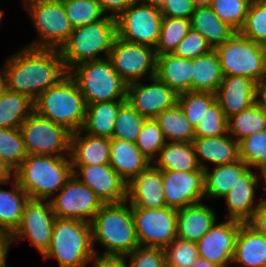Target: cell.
Masks as SVG:
<instances>
[{"instance_id": "6da1fadb", "label": "cell", "mask_w": 266, "mask_h": 267, "mask_svg": "<svg viewBox=\"0 0 266 267\" xmlns=\"http://www.w3.org/2000/svg\"><path fill=\"white\" fill-rule=\"evenodd\" d=\"M3 66L7 90L24 94L32 101L69 74L59 49L25 46L7 58Z\"/></svg>"}, {"instance_id": "7a4b0ae2", "label": "cell", "mask_w": 266, "mask_h": 267, "mask_svg": "<svg viewBox=\"0 0 266 267\" xmlns=\"http://www.w3.org/2000/svg\"><path fill=\"white\" fill-rule=\"evenodd\" d=\"M127 201L104 204L91 221L92 244L95 242L106 248L102 257H125L139 245L132 216V207Z\"/></svg>"}, {"instance_id": "3957f363", "label": "cell", "mask_w": 266, "mask_h": 267, "mask_svg": "<svg viewBox=\"0 0 266 267\" xmlns=\"http://www.w3.org/2000/svg\"><path fill=\"white\" fill-rule=\"evenodd\" d=\"M29 199L47 200L73 175L70 156L27 154L13 173Z\"/></svg>"}, {"instance_id": "277c9868", "label": "cell", "mask_w": 266, "mask_h": 267, "mask_svg": "<svg viewBox=\"0 0 266 267\" xmlns=\"http://www.w3.org/2000/svg\"><path fill=\"white\" fill-rule=\"evenodd\" d=\"M117 36L116 19L106 15L102 20L76 27L59 49L67 71L77 65L109 58ZM104 52V56H98Z\"/></svg>"}, {"instance_id": "5b68a950", "label": "cell", "mask_w": 266, "mask_h": 267, "mask_svg": "<svg viewBox=\"0 0 266 267\" xmlns=\"http://www.w3.org/2000/svg\"><path fill=\"white\" fill-rule=\"evenodd\" d=\"M33 105L37 114L66 127L72 133L82 129L87 105L77 83L69 74L42 92Z\"/></svg>"}, {"instance_id": "8992f818", "label": "cell", "mask_w": 266, "mask_h": 267, "mask_svg": "<svg viewBox=\"0 0 266 267\" xmlns=\"http://www.w3.org/2000/svg\"><path fill=\"white\" fill-rule=\"evenodd\" d=\"M95 256L91 223L55 218L50 246L43 258H56L59 267H85Z\"/></svg>"}, {"instance_id": "52a82bcc", "label": "cell", "mask_w": 266, "mask_h": 267, "mask_svg": "<svg viewBox=\"0 0 266 267\" xmlns=\"http://www.w3.org/2000/svg\"><path fill=\"white\" fill-rule=\"evenodd\" d=\"M69 75L77 83L86 105L126 101L127 84L114 70L109 58L81 63L71 69Z\"/></svg>"}, {"instance_id": "ba28073f", "label": "cell", "mask_w": 266, "mask_h": 267, "mask_svg": "<svg viewBox=\"0 0 266 267\" xmlns=\"http://www.w3.org/2000/svg\"><path fill=\"white\" fill-rule=\"evenodd\" d=\"M219 57L223 76H245L259 85L266 82L265 46L236 32L214 49Z\"/></svg>"}, {"instance_id": "9c48e42d", "label": "cell", "mask_w": 266, "mask_h": 267, "mask_svg": "<svg viewBox=\"0 0 266 267\" xmlns=\"http://www.w3.org/2000/svg\"><path fill=\"white\" fill-rule=\"evenodd\" d=\"M24 7L33 20L39 39L26 47L60 49L74 29L62 1L24 0Z\"/></svg>"}, {"instance_id": "30bf717a", "label": "cell", "mask_w": 266, "mask_h": 267, "mask_svg": "<svg viewBox=\"0 0 266 267\" xmlns=\"http://www.w3.org/2000/svg\"><path fill=\"white\" fill-rule=\"evenodd\" d=\"M20 131L27 154L70 156L72 132L35 111L21 124Z\"/></svg>"}, {"instance_id": "8fae6325", "label": "cell", "mask_w": 266, "mask_h": 267, "mask_svg": "<svg viewBox=\"0 0 266 267\" xmlns=\"http://www.w3.org/2000/svg\"><path fill=\"white\" fill-rule=\"evenodd\" d=\"M162 19L158 4L139 0L116 18L117 37L155 49Z\"/></svg>"}, {"instance_id": "7c38bea8", "label": "cell", "mask_w": 266, "mask_h": 267, "mask_svg": "<svg viewBox=\"0 0 266 267\" xmlns=\"http://www.w3.org/2000/svg\"><path fill=\"white\" fill-rule=\"evenodd\" d=\"M140 246L165 248L177 237V209L132 207Z\"/></svg>"}, {"instance_id": "4fadbf2b", "label": "cell", "mask_w": 266, "mask_h": 267, "mask_svg": "<svg viewBox=\"0 0 266 267\" xmlns=\"http://www.w3.org/2000/svg\"><path fill=\"white\" fill-rule=\"evenodd\" d=\"M156 52L152 47L125 41L116 36L109 59L114 70L128 85L156 73Z\"/></svg>"}, {"instance_id": "5bb4252c", "label": "cell", "mask_w": 266, "mask_h": 267, "mask_svg": "<svg viewBox=\"0 0 266 267\" xmlns=\"http://www.w3.org/2000/svg\"><path fill=\"white\" fill-rule=\"evenodd\" d=\"M49 201L57 218L75 219L91 223L104 205L97 195L72 175L64 187Z\"/></svg>"}, {"instance_id": "9a60e30c", "label": "cell", "mask_w": 266, "mask_h": 267, "mask_svg": "<svg viewBox=\"0 0 266 267\" xmlns=\"http://www.w3.org/2000/svg\"><path fill=\"white\" fill-rule=\"evenodd\" d=\"M56 216L50 201L29 199L23 209L21 223L12 236V243L29 238L43 255L50 246Z\"/></svg>"}, {"instance_id": "2e32d148", "label": "cell", "mask_w": 266, "mask_h": 267, "mask_svg": "<svg viewBox=\"0 0 266 267\" xmlns=\"http://www.w3.org/2000/svg\"><path fill=\"white\" fill-rule=\"evenodd\" d=\"M73 175L89 187L103 204L127 201V183L109 164L72 165Z\"/></svg>"}, {"instance_id": "e0dca14e", "label": "cell", "mask_w": 266, "mask_h": 267, "mask_svg": "<svg viewBox=\"0 0 266 267\" xmlns=\"http://www.w3.org/2000/svg\"><path fill=\"white\" fill-rule=\"evenodd\" d=\"M150 85L134 82L127 85L126 100L146 119L155 118L178 103V94L156 76Z\"/></svg>"}, {"instance_id": "ac0fdd59", "label": "cell", "mask_w": 266, "mask_h": 267, "mask_svg": "<svg viewBox=\"0 0 266 267\" xmlns=\"http://www.w3.org/2000/svg\"><path fill=\"white\" fill-rule=\"evenodd\" d=\"M162 180L167 207L181 209L200 203L205 197L204 169L192 172L162 170Z\"/></svg>"}, {"instance_id": "d6986e66", "label": "cell", "mask_w": 266, "mask_h": 267, "mask_svg": "<svg viewBox=\"0 0 266 267\" xmlns=\"http://www.w3.org/2000/svg\"><path fill=\"white\" fill-rule=\"evenodd\" d=\"M242 223L227 219L214 224L209 231L196 242L199 257L220 267H232L235 242Z\"/></svg>"}, {"instance_id": "ffe728a7", "label": "cell", "mask_w": 266, "mask_h": 267, "mask_svg": "<svg viewBox=\"0 0 266 267\" xmlns=\"http://www.w3.org/2000/svg\"><path fill=\"white\" fill-rule=\"evenodd\" d=\"M259 84L245 76H223L216 91V101L226 118L240 113L258 101Z\"/></svg>"}, {"instance_id": "44dd1931", "label": "cell", "mask_w": 266, "mask_h": 267, "mask_svg": "<svg viewBox=\"0 0 266 267\" xmlns=\"http://www.w3.org/2000/svg\"><path fill=\"white\" fill-rule=\"evenodd\" d=\"M163 190L162 170L150 165L127 184V202L131 207H166Z\"/></svg>"}, {"instance_id": "7402d4cb", "label": "cell", "mask_w": 266, "mask_h": 267, "mask_svg": "<svg viewBox=\"0 0 266 267\" xmlns=\"http://www.w3.org/2000/svg\"><path fill=\"white\" fill-rule=\"evenodd\" d=\"M251 169L242 175L231 190L223 196L229 211L228 219L248 223L259 205V202L254 203V198L255 187H258L260 176L254 174Z\"/></svg>"}, {"instance_id": "603a6c76", "label": "cell", "mask_w": 266, "mask_h": 267, "mask_svg": "<svg viewBox=\"0 0 266 267\" xmlns=\"http://www.w3.org/2000/svg\"><path fill=\"white\" fill-rule=\"evenodd\" d=\"M192 143L201 169H208L202 160L211 162L216 166L231 164L240 160L239 143L229 134L218 137H195Z\"/></svg>"}, {"instance_id": "cb8c5ba5", "label": "cell", "mask_w": 266, "mask_h": 267, "mask_svg": "<svg viewBox=\"0 0 266 267\" xmlns=\"http://www.w3.org/2000/svg\"><path fill=\"white\" fill-rule=\"evenodd\" d=\"M71 134L70 159L72 165L109 164L111 139L84 134Z\"/></svg>"}, {"instance_id": "d4e9b609", "label": "cell", "mask_w": 266, "mask_h": 267, "mask_svg": "<svg viewBox=\"0 0 266 267\" xmlns=\"http://www.w3.org/2000/svg\"><path fill=\"white\" fill-rule=\"evenodd\" d=\"M216 213L202 202L177 209V237L197 242L216 223Z\"/></svg>"}, {"instance_id": "484cf974", "label": "cell", "mask_w": 266, "mask_h": 267, "mask_svg": "<svg viewBox=\"0 0 266 267\" xmlns=\"http://www.w3.org/2000/svg\"><path fill=\"white\" fill-rule=\"evenodd\" d=\"M109 165L128 184L152 164L140 152L136 143L111 139Z\"/></svg>"}, {"instance_id": "4316f807", "label": "cell", "mask_w": 266, "mask_h": 267, "mask_svg": "<svg viewBox=\"0 0 266 267\" xmlns=\"http://www.w3.org/2000/svg\"><path fill=\"white\" fill-rule=\"evenodd\" d=\"M155 76L177 94L192 91V59L172 53L157 55Z\"/></svg>"}, {"instance_id": "83f0119b", "label": "cell", "mask_w": 266, "mask_h": 267, "mask_svg": "<svg viewBox=\"0 0 266 267\" xmlns=\"http://www.w3.org/2000/svg\"><path fill=\"white\" fill-rule=\"evenodd\" d=\"M232 263H239V267H266V239L248 223L240 225Z\"/></svg>"}, {"instance_id": "f1b7e54d", "label": "cell", "mask_w": 266, "mask_h": 267, "mask_svg": "<svg viewBox=\"0 0 266 267\" xmlns=\"http://www.w3.org/2000/svg\"><path fill=\"white\" fill-rule=\"evenodd\" d=\"M125 101L88 104L81 131L88 135L112 139L116 117Z\"/></svg>"}, {"instance_id": "f546056e", "label": "cell", "mask_w": 266, "mask_h": 267, "mask_svg": "<svg viewBox=\"0 0 266 267\" xmlns=\"http://www.w3.org/2000/svg\"><path fill=\"white\" fill-rule=\"evenodd\" d=\"M153 163L160 170L192 172L200 169L192 142H166Z\"/></svg>"}, {"instance_id": "4dcf8cb0", "label": "cell", "mask_w": 266, "mask_h": 267, "mask_svg": "<svg viewBox=\"0 0 266 267\" xmlns=\"http://www.w3.org/2000/svg\"><path fill=\"white\" fill-rule=\"evenodd\" d=\"M190 23L191 28L199 31L212 49L222 45L236 33L214 13L210 6L195 7Z\"/></svg>"}, {"instance_id": "1f68e13d", "label": "cell", "mask_w": 266, "mask_h": 267, "mask_svg": "<svg viewBox=\"0 0 266 267\" xmlns=\"http://www.w3.org/2000/svg\"><path fill=\"white\" fill-rule=\"evenodd\" d=\"M250 167L241 159L221 166H215L212 171L204 170L205 198H219L227 194L238 179L244 175Z\"/></svg>"}, {"instance_id": "d6a6232c", "label": "cell", "mask_w": 266, "mask_h": 267, "mask_svg": "<svg viewBox=\"0 0 266 267\" xmlns=\"http://www.w3.org/2000/svg\"><path fill=\"white\" fill-rule=\"evenodd\" d=\"M222 80L220 60L214 49L192 59V91L216 93Z\"/></svg>"}, {"instance_id": "836d02e7", "label": "cell", "mask_w": 266, "mask_h": 267, "mask_svg": "<svg viewBox=\"0 0 266 267\" xmlns=\"http://www.w3.org/2000/svg\"><path fill=\"white\" fill-rule=\"evenodd\" d=\"M13 190L0 188V229L11 235L21 223L25 203L29 200L28 194L13 178Z\"/></svg>"}, {"instance_id": "e575fe53", "label": "cell", "mask_w": 266, "mask_h": 267, "mask_svg": "<svg viewBox=\"0 0 266 267\" xmlns=\"http://www.w3.org/2000/svg\"><path fill=\"white\" fill-rule=\"evenodd\" d=\"M33 111L28 96L6 90L0 95V128H20Z\"/></svg>"}, {"instance_id": "d590c367", "label": "cell", "mask_w": 266, "mask_h": 267, "mask_svg": "<svg viewBox=\"0 0 266 267\" xmlns=\"http://www.w3.org/2000/svg\"><path fill=\"white\" fill-rule=\"evenodd\" d=\"M154 119L158 122L166 141L193 142L195 129L178 103L174 107L164 110Z\"/></svg>"}, {"instance_id": "8d00e7d4", "label": "cell", "mask_w": 266, "mask_h": 267, "mask_svg": "<svg viewBox=\"0 0 266 267\" xmlns=\"http://www.w3.org/2000/svg\"><path fill=\"white\" fill-rule=\"evenodd\" d=\"M266 130V114L257 101L228 118V134L238 143L249 135Z\"/></svg>"}, {"instance_id": "74e56055", "label": "cell", "mask_w": 266, "mask_h": 267, "mask_svg": "<svg viewBox=\"0 0 266 267\" xmlns=\"http://www.w3.org/2000/svg\"><path fill=\"white\" fill-rule=\"evenodd\" d=\"M191 29L190 19L163 16L156 55L172 53Z\"/></svg>"}, {"instance_id": "f35d334b", "label": "cell", "mask_w": 266, "mask_h": 267, "mask_svg": "<svg viewBox=\"0 0 266 267\" xmlns=\"http://www.w3.org/2000/svg\"><path fill=\"white\" fill-rule=\"evenodd\" d=\"M145 120L146 118L139 114L126 100L119 108L112 139L136 143Z\"/></svg>"}, {"instance_id": "ab89813d", "label": "cell", "mask_w": 266, "mask_h": 267, "mask_svg": "<svg viewBox=\"0 0 266 267\" xmlns=\"http://www.w3.org/2000/svg\"><path fill=\"white\" fill-rule=\"evenodd\" d=\"M26 157L20 128H0V158L15 171Z\"/></svg>"}, {"instance_id": "60d3db41", "label": "cell", "mask_w": 266, "mask_h": 267, "mask_svg": "<svg viewBox=\"0 0 266 267\" xmlns=\"http://www.w3.org/2000/svg\"><path fill=\"white\" fill-rule=\"evenodd\" d=\"M62 2L73 28L97 22L106 16L97 0H63Z\"/></svg>"}, {"instance_id": "b9f144b4", "label": "cell", "mask_w": 266, "mask_h": 267, "mask_svg": "<svg viewBox=\"0 0 266 267\" xmlns=\"http://www.w3.org/2000/svg\"><path fill=\"white\" fill-rule=\"evenodd\" d=\"M215 101L216 95L211 92L188 91L178 94V104L194 129Z\"/></svg>"}, {"instance_id": "7bdbcfd3", "label": "cell", "mask_w": 266, "mask_h": 267, "mask_svg": "<svg viewBox=\"0 0 266 267\" xmlns=\"http://www.w3.org/2000/svg\"><path fill=\"white\" fill-rule=\"evenodd\" d=\"M256 43L266 45V0H252L245 22L238 31Z\"/></svg>"}, {"instance_id": "ee69618b", "label": "cell", "mask_w": 266, "mask_h": 267, "mask_svg": "<svg viewBox=\"0 0 266 267\" xmlns=\"http://www.w3.org/2000/svg\"><path fill=\"white\" fill-rule=\"evenodd\" d=\"M162 130L154 118L144 121L143 127L137 136L136 146L140 152L152 163L157 158L159 150L166 144Z\"/></svg>"}, {"instance_id": "f6af8a7d", "label": "cell", "mask_w": 266, "mask_h": 267, "mask_svg": "<svg viewBox=\"0 0 266 267\" xmlns=\"http://www.w3.org/2000/svg\"><path fill=\"white\" fill-rule=\"evenodd\" d=\"M252 0H213L214 13L236 32L243 26Z\"/></svg>"}, {"instance_id": "bcb514c9", "label": "cell", "mask_w": 266, "mask_h": 267, "mask_svg": "<svg viewBox=\"0 0 266 267\" xmlns=\"http://www.w3.org/2000/svg\"><path fill=\"white\" fill-rule=\"evenodd\" d=\"M240 159L250 168L261 169L266 165V130L239 142Z\"/></svg>"}, {"instance_id": "7dc6e473", "label": "cell", "mask_w": 266, "mask_h": 267, "mask_svg": "<svg viewBox=\"0 0 266 267\" xmlns=\"http://www.w3.org/2000/svg\"><path fill=\"white\" fill-rule=\"evenodd\" d=\"M228 134V119L215 101L195 127V137H218Z\"/></svg>"}, {"instance_id": "c3c4849f", "label": "cell", "mask_w": 266, "mask_h": 267, "mask_svg": "<svg viewBox=\"0 0 266 267\" xmlns=\"http://www.w3.org/2000/svg\"><path fill=\"white\" fill-rule=\"evenodd\" d=\"M164 252L166 261L183 267H192L200 258L196 243L179 237L167 245Z\"/></svg>"}, {"instance_id": "681fc988", "label": "cell", "mask_w": 266, "mask_h": 267, "mask_svg": "<svg viewBox=\"0 0 266 267\" xmlns=\"http://www.w3.org/2000/svg\"><path fill=\"white\" fill-rule=\"evenodd\" d=\"M211 50L213 49L207 43L205 37L199 31L191 28L172 54L180 58L195 59L209 53Z\"/></svg>"}, {"instance_id": "f907efd6", "label": "cell", "mask_w": 266, "mask_h": 267, "mask_svg": "<svg viewBox=\"0 0 266 267\" xmlns=\"http://www.w3.org/2000/svg\"><path fill=\"white\" fill-rule=\"evenodd\" d=\"M128 256H130L128 267H164L166 260L164 248L160 247L138 246L124 258Z\"/></svg>"}, {"instance_id": "816d5d0a", "label": "cell", "mask_w": 266, "mask_h": 267, "mask_svg": "<svg viewBox=\"0 0 266 267\" xmlns=\"http://www.w3.org/2000/svg\"><path fill=\"white\" fill-rule=\"evenodd\" d=\"M162 16L190 19L195 6L192 0H161L158 4Z\"/></svg>"}, {"instance_id": "f5cc1de1", "label": "cell", "mask_w": 266, "mask_h": 267, "mask_svg": "<svg viewBox=\"0 0 266 267\" xmlns=\"http://www.w3.org/2000/svg\"><path fill=\"white\" fill-rule=\"evenodd\" d=\"M102 11L106 15L111 12L110 17L117 18L124 10L139 0H97Z\"/></svg>"}, {"instance_id": "db71d44e", "label": "cell", "mask_w": 266, "mask_h": 267, "mask_svg": "<svg viewBox=\"0 0 266 267\" xmlns=\"http://www.w3.org/2000/svg\"><path fill=\"white\" fill-rule=\"evenodd\" d=\"M263 199L248 224L266 239V199Z\"/></svg>"}, {"instance_id": "11a10c76", "label": "cell", "mask_w": 266, "mask_h": 267, "mask_svg": "<svg viewBox=\"0 0 266 267\" xmlns=\"http://www.w3.org/2000/svg\"><path fill=\"white\" fill-rule=\"evenodd\" d=\"M93 267H128L124 257H102L96 255L92 261Z\"/></svg>"}, {"instance_id": "9f6ffc18", "label": "cell", "mask_w": 266, "mask_h": 267, "mask_svg": "<svg viewBox=\"0 0 266 267\" xmlns=\"http://www.w3.org/2000/svg\"><path fill=\"white\" fill-rule=\"evenodd\" d=\"M11 244V234L5 230L0 229V267L7 265L6 259Z\"/></svg>"}, {"instance_id": "6f0895ef", "label": "cell", "mask_w": 266, "mask_h": 267, "mask_svg": "<svg viewBox=\"0 0 266 267\" xmlns=\"http://www.w3.org/2000/svg\"><path fill=\"white\" fill-rule=\"evenodd\" d=\"M14 171L0 158V184H10Z\"/></svg>"}, {"instance_id": "680465c9", "label": "cell", "mask_w": 266, "mask_h": 267, "mask_svg": "<svg viewBox=\"0 0 266 267\" xmlns=\"http://www.w3.org/2000/svg\"><path fill=\"white\" fill-rule=\"evenodd\" d=\"M258 102L263 107L266 114V82L259 86Z\"/></svg>"}, {"instance_id": "91938a15", "label": "cell", "mask_w": 266, "mask_h": 267, "mask_svg": "<svg viewBox=\"0 0 266 267\" xmlns=\"http://www.w3.org/2000/svg\"><path fill=\"white\" fill-rule=\"evenodd\" d=\"M0 71V95L7 90L6 71L3 67Z\"/></svg>"}, {"instance_id": "94428289", "label": "cell", "mask_w": 266, "mask_h": 267, "mask_svg": "<svg viewBox=\"0 0 266 267\" xmlns=\"http://www.w3.org/2000/svg\"><path fill=\"white\" fill-rule=\"evenodd\" d=\"M192 267H220V266L210 263L205 259L199 258Z\"/></svg>"}, {"instance_id": "6125c7cd", "label": "cell", "mask_w": 266, "mask_h": 267, "mask_svg": "<svg viewBox=\"0 0 266 267\" xmlns=\"http://www.w3.org/2000/svg\"><path fill=\"white\" fill-rule=\"evenodd\" d=\"M213 0H192L195 7L211 6Z\"/></svg>"}, {"instance_id": "be15d7a7", "label": "cell", "mask_w": 266, "mask_h": 267, "mask_svg": "<svg viewBox=\"0 0 266 267\" xmlns=\"http://www.w3.org/2000/svg\"><path fill=\"white\" fill-rule=\"evenodd\" d=\"M260 172H261V176L263 177L264 179V186H265V189H266V165L263 166L261 169H259Z\"/></svg>"}, {"instance_id": "e7e4bbea", "label": "cell", "mask_w": 266, "mask_h": 267, "mask_svg": "<svg viewBox=\"0 0 266 267\" xmlns=\"http://www.w3.org/2000/svg\"><path fill=\"white\" fill-rule=\"evenodd\" d=\"M164 267H183V266L176 265L174 263H169L168 261L165 260Z\"/></svg>"}, {"instance_id": "03108f58", "label": "cell", "mask_w": 266, "mask_h": 267, "mask_svg": "<svg viewBox=\"0 0 266 267\" xmlns=\"http://www.w3.org/2000/svg\"><path fill=\"white\" fill-rule=\"evenodd\" d=\"M140 1L145 2V3H155V4H159V2H160L161 0H140Z\"/></svg>"}, {"instance_id": "003e7915", "label": "cell", "mask_w": 266, "mask_h": 267, "mask_svg": "<svg viewBox=\"0 0 266 267\" xmlns=\"http://www.w3.org/2000/svg\"><path fill=\"white\" fill-rule=\"evenodd\" d=\"M3 14H4V11H2V10L0 9V22H1V19H2Z\"/></svg>"}, {"instance_id": "a7ac6f4b", "label": "cell", "mask_w": 266, "mask_h": 267, "mask_svg": "<svg viewBox=\"0 0 266 267\" xmlns=\"http://www.w3.org/2000/svg\"><path fill=\"white\" fill-rule=\"evenodd\" d=\"M46 1H63V0H46Z\"/></svg>"}]
</instances>
